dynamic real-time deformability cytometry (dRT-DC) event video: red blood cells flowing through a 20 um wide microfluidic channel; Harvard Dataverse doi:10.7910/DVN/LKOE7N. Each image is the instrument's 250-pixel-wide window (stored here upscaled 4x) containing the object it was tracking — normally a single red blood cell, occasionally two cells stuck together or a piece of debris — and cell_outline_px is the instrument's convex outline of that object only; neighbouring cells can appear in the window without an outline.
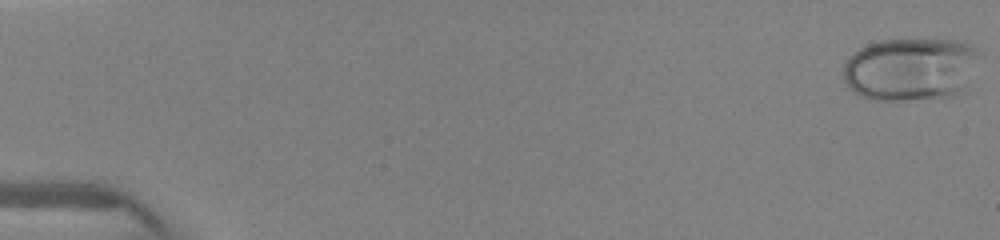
{"species": "human", "species_latin": "Homo sapiens", "temperature_condition": "warm", "stored_images_in_passage": 17, "camera_frame_rate_fps": 3000, "um_per_image_px": 0.085, "donor": {"sex": "female"}, "frame": {"image": 1, "passage_image": 1, "time_ms": 0.0, "image_size_px": [1000, 240], "cell_outline_px": [[984, 52], [964, 92], [956, 96], [908, 100], [876, 100], [864, 96], [856, 92], [844, 80], [844, 64], [848, 56], [860, 48], [868, 44], [880, 40], [964, 40]], "centroid_in_image_um": [77.51, 5.86], "position_along_channel_um": 7.5, "area_um2": 50.86}}